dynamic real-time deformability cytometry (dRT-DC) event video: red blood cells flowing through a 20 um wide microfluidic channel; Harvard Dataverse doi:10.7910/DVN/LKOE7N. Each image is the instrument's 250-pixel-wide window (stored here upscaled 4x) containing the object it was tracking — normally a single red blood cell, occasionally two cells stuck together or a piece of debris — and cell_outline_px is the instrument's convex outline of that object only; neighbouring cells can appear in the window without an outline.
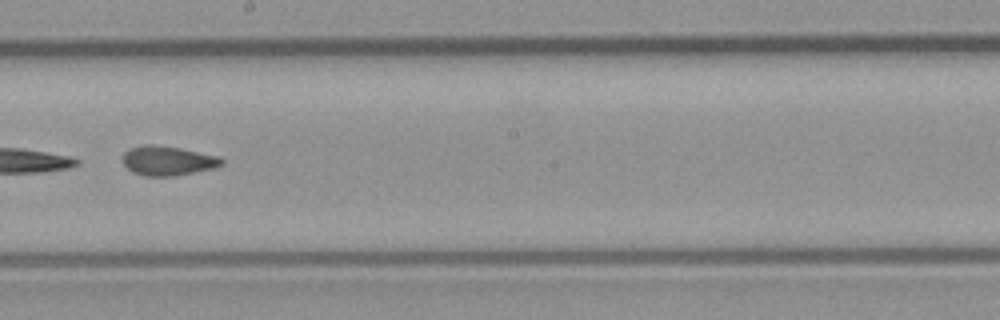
{"species": "common noctule bat (a hibernating species)", "species_latin": "Nyctalus noctula", "temperature_condition": "room temperature", "stored_images_in_passage": 10, "camera_frame_rate_fps": 3000, "um_per_image_px": 0.085, "animal": {"sex": "male", "body_mass_g": 23.1, "forearm_length_mm": 52.7}, "frame": {"image": 1, "passage_image": 10, "time_ms": 3.0, "image_size_px": [1000, 320], "cell_outline_px": [[224, 164], [216, 168], [172, 176], [144, 176], [132, 172], [124, 164], [124, 152], [128, 148], [144, 144], [148, 144], [180, 148], [220, 156], [224, 160]], "centroid_in_image_um": [14.29, 13.66], "position_along_channel_um": 233.9, "area_um2": 17.05}}